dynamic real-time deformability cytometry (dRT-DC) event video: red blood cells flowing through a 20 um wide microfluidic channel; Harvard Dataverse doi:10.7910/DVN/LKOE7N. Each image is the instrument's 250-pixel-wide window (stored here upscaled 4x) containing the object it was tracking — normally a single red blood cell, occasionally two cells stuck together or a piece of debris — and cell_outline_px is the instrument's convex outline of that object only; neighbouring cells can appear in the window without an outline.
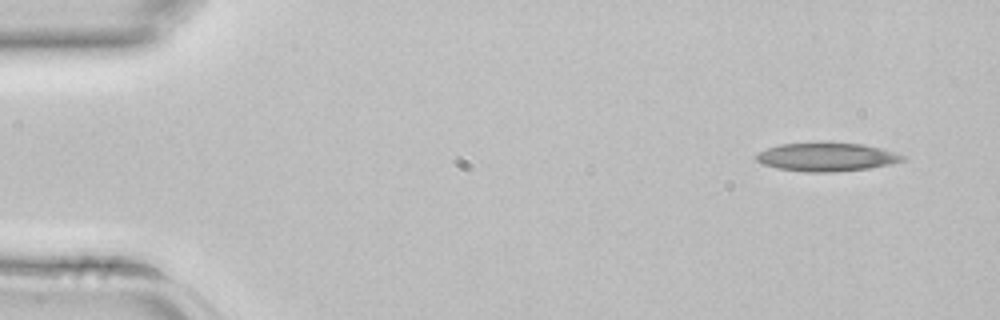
{"species": "common noctule bat (a hibernating species)", "species_latin": "Nyctalus noctula", "temperature_condition": "room temperature", "stored_images_in_passage": 4, "camera_frame_rate_fps": 3000, "um_per_image_px": 0.085, "animal": {"sex": "female", "body_mass_g": 22.7, "forearm_length_mm": 54.2}, "frame": {"image": 1, "passage_image": 1, "time_ms": 0.0, "image_size_px": [1000, 320], "cell_outline_px": [[908, 156], [904, 160], [892, 164], [868, 168], [836, 172], [804, 172], [776, 168], [764, 164], [756, 160], [756, 152], [780, 144], [820, 140], [860, 144], [880, 148]], "centroid_in_image_um": [70.24, 13.31], "position_along_channel_um": 14.8, "area_um2": 25.03}}